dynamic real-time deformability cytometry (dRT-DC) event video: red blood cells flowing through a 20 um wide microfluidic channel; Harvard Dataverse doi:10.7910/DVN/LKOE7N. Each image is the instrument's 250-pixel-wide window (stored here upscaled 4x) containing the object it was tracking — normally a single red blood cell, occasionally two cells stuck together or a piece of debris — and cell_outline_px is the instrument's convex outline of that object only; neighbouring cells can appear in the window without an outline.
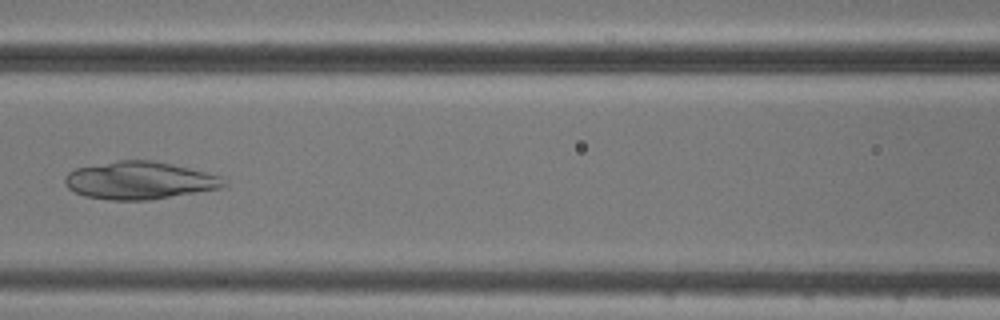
{"species": "common noctule bat (a hibernating species)", "species_latin": "Nyctalus noctula", "temperature_condition": "cold", "stored_images_in_passage": 7, "camera_frame_rate_fps": 3000, "um_per_image_px": 0.085, "animal": {"sex": "male", "body_mass_g": 20.5, "forearm_length_mm": 52.5}, "frame": {"image": 1, "passage_image": 7, "time_ms": 7.0, "image_size_px": [1000, 320], "cell_outline_px": [[228, 188], [148, 200], [112, 200], [84, 196], [68, 188], [64, 184], [64, 176], [68, 172], [76, 168], [116, 160], [152, 160], [188, 168], [220, 176], [228, 184]], "centroid_in_image_um": [11.88, 15.35], "position_along_channel_um": 154.7, "area_um2": 35.08}}